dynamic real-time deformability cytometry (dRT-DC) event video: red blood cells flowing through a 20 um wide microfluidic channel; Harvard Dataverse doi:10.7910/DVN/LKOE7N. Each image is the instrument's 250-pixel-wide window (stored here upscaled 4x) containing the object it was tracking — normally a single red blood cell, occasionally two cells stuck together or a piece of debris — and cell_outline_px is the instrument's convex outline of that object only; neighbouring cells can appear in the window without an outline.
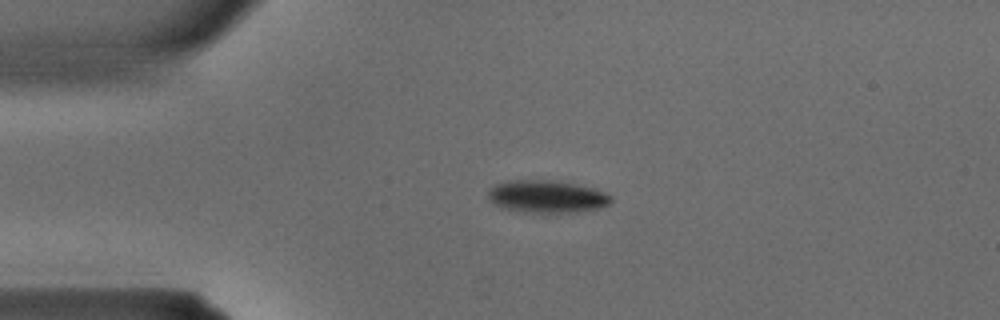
{"species": "common noctule bat (a hibernating species)", "species_latin": "Nyctalus noctula", "temperature_condition": "warm", "stored_images_in_passage": 28, "camera_frame_rate_fps": 3000, "um_per_image_px": 0.085, "animal": {"sex": "male", "body_mass_g": 15.6}, "frame": {"image": 1, "passage_image": 1, "time_ms": 0.0, "image_size_px": [1000, 320], "cell_outline_px": [[612, 200], [608, 204], [596, 208], [576, 212], [524, 212], [500, 208], [488, 200], [488, 192], [496, 184], [508, 180], [556, 180], [576, 184], [592, 188], [604, 192], [612, 196]], "centroid_in_image_um": [46.44, 16.7], "position_along_channel_um": 38.6, "area_um2": 23.24}}
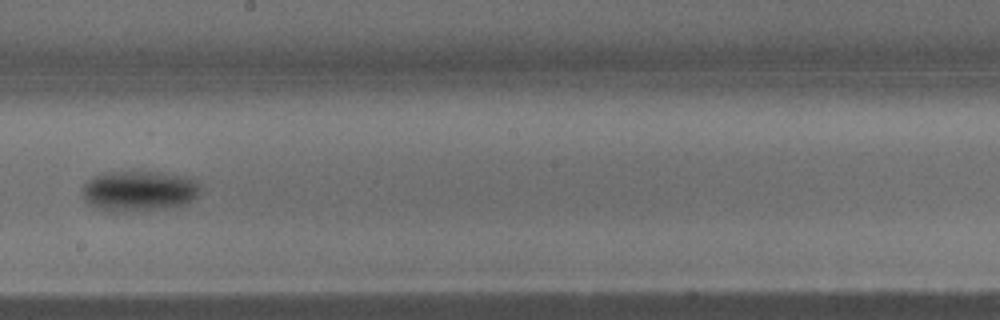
{"frame": {"image": 2, "passage_image": 13, "time_ms": 4.0, "image_size_px": [1000, 320], "cell_outline_px": [[200, 192], [188, 204], [168, 208], [132, 212], [116, 212], [100, 208], [84, 200], [84, 184], [92, 176], [108, 172], [160, 172], [192, 176], [200, 184]], "centroid_in_image_um": [11.9, 16.23], "position_along_channel_um": 236.3, "area_um2": 28.15}}
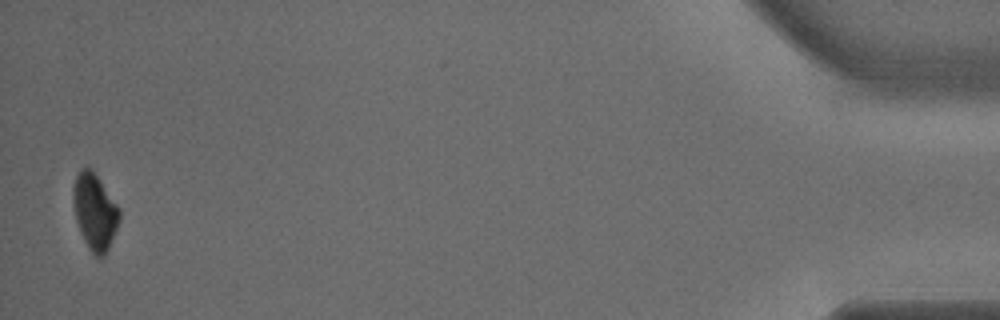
{"frame": {"image": 3, "passage_image": 28, "time_ms": 9.0, "image_size_px": [1000, 320], "cell_outline_px": [[120, 220], [108, 248], [104, 256], [96, 256], [88, 248], [80, 232], [76, 220], [72, 200], [72, 188], [76, 176], [80, 168], [92, 168], [120, 208]], "centroid_in_image_um": [8.04, 17.95], "position_along_channel_um": 427.2, "area_um2": 20.58}}